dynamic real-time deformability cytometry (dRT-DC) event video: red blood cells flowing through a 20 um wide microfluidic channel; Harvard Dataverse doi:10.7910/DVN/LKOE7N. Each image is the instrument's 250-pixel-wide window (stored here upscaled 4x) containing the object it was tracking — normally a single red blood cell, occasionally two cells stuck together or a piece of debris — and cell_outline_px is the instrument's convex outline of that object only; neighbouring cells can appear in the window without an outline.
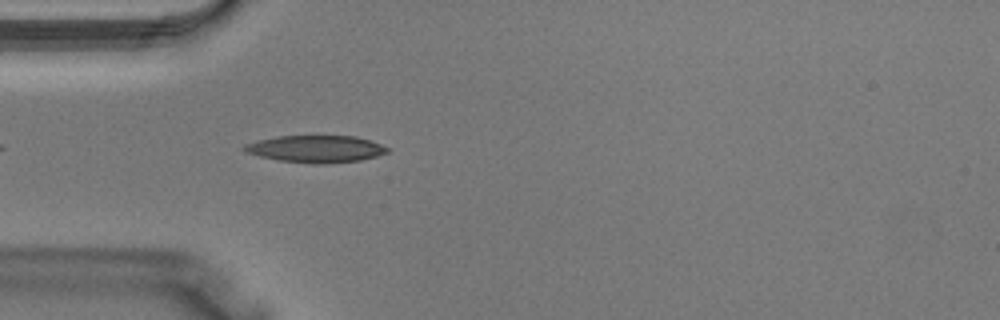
{"species": "Egyptian fruit bat (a non-hibernating species)", "species_latin": "Rousettus aegyptiacus", "temperature_condition": "warm", "stored_images_in_passage": 30, "camera_frame_rate_fps": 3000, "um_per_image_px": 0.085, "animal": {"sex": "male"}, "frame": {"image": 1, "passage_image": 3, "time_ms": 0.667, "image_size_px": [1000, 320], "cell_outline_px": [[388, 152], [376, 156], [360, 160], [324, 164], [312, 164], [280, 160], [260, 156], [244, 152], [240, 148], [244, 144], [256, 140], [280, 136], [356, 136], [372, 140], [388, 148]], "centroid_in_image_um": [26.82, 12.65], "position_along_channel_um": 58.2, "area_um2": 22.66}}
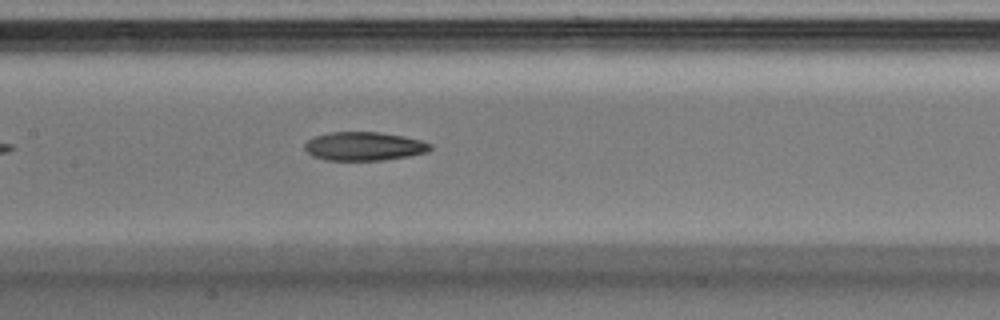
{"frame": {"image": 2, "passage_image": 10, "time_ms": 3.0, "image_size_px": [1000, 320], "cell_outline_px": [[432, 148], [428, 152], [408, 156], [384, 160], [324, 160], [312, 156], [304, 148], [304, 144], [308, 140], [316, 136], [332, 132], [376, 132], [404, 136], [420, 140], [432, 144]], "centroid_in_image_um": [30.95, 12.44], "position_along_channel_um": 176.4, "area_um2": 20.92}}
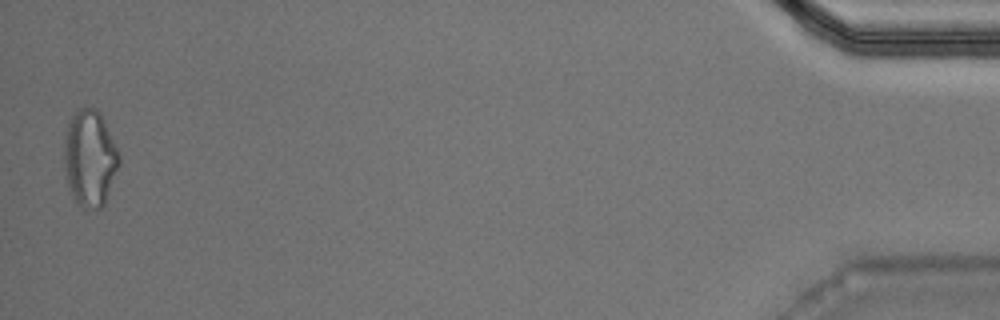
{"frame": {"image": 3, "passage_image": 30, "time_ms": 9.667, "image_size_px": [1000, 320], "cell_outline_px": [[120, 164], [104, 204], [100, 208], [84, 208], [76, 204], [68, 184], [64, 168], [64, 136], [68, 124], [72, 116], [84, 104], [96, 108], [104, 120], [120, 156]], "centroid_in_image_um": [7.63, 13.43], "position_along_channel_um": 427.6, "area_um2": 30.98}}